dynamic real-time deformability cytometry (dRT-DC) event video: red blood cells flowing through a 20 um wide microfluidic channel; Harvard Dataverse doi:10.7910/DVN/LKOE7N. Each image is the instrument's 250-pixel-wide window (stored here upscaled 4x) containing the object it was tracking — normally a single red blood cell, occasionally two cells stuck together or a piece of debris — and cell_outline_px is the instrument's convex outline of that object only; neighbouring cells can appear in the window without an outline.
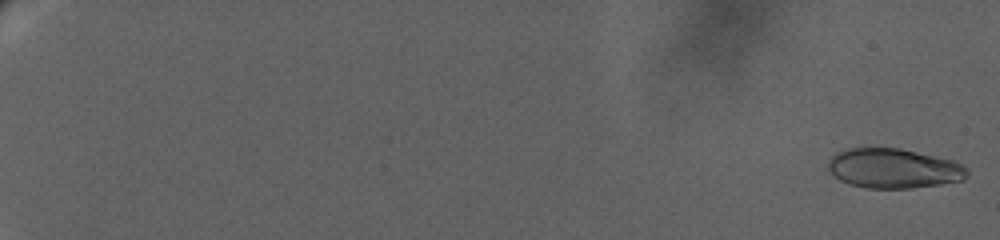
{"species": "human", "species_latin": "Homo sapiens", "temperature_condition": "warm", "stored_images_in_passage": 47, "camera_frame_rate_fps": 3000, "um_per_image_px": 0.085, "donor": {"sex": "female"}, "frame": {"image": 1, "passage_image": 2, "time_ms": 0.333, "image_size_px": [1000, 240], "cell_outline_px": [[968, 176], [964, 180], [940, 184], [912, 188], [868, 188], [852, 184], [840, 180], [828, 168], [828, 160], [836, 152], [848, 148], [900, 148], [952, 160], [968, 168]], "centroid_in_image_um": [75.98, 14.31], "position_along_channel_um": 9.0, "area_um2": 32.02}}
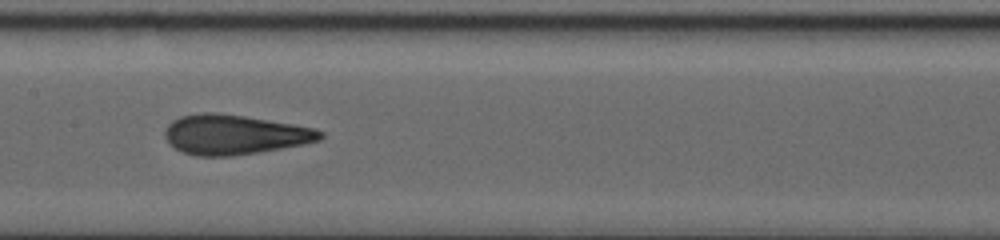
{"frame": {"image": 2, "passage_image": 28, "time_ms": 15.333, "image_size_px": [1000, 240], "cell_outline_px": [[324, 136], [320, 140], [304, 144], [232, 156], [196, 156], [184, 152], [168, 144], [164, 136], [164, 132], [168, 124], [172, 120], [180, 116], [200, 112], [216, 112], [244, 116], [316, 128], [324, 132]], "centroid_in_image_um": [19.9, 11.43], "position_along_channel_um": 187.5, "area_um2": 36.01}}
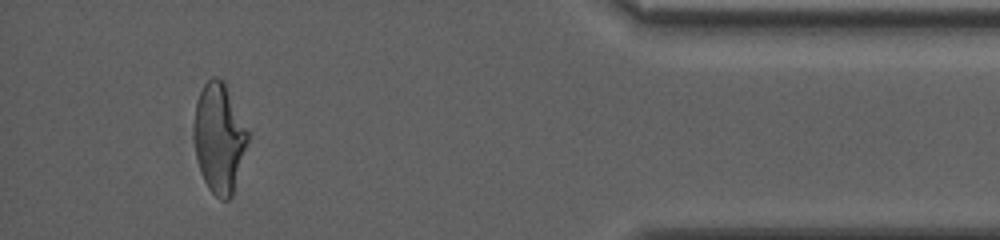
{"frame": {"image": 3, "passage_image": 44, "time_ms": 24.667, "image_size_px": [1000, 240], "cell_outline_px": [[248, 140], [232, 196], [228, 200], [220, 200], [208, 188], [200, 172], [196, 156], [196, 100], [204, 84], [212, 76], [216, 76], [224, 80], [248, 132]], "centroid_in_image_um": [18.64, 11.73], "position_along_channel_um": 416.6, "area_um2": 33.64}, "authors_computed_cell_mechanics": {"area_um2": 34.3332, "velocity_mm_per_s": 2.8594, "shape_relaxation_time_tau1_ms": null, "shape_relaxation_time_tau2_ms": 1.0255, "deformation_change_tau1": null, "deformation_change_tau2": 0.0812}}